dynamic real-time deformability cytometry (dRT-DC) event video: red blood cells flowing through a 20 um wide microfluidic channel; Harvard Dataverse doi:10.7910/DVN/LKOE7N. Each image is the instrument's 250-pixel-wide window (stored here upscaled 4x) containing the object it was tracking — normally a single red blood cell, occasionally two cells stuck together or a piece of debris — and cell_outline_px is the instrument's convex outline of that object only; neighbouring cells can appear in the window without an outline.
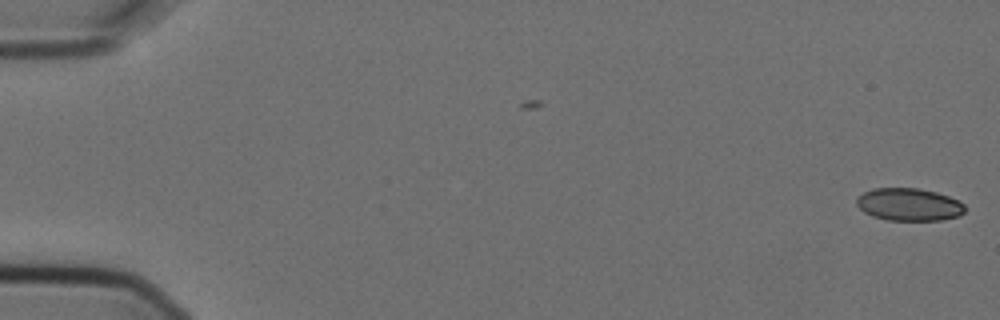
{"species": "Egyptian fruit bat (a non-hibernating species)", "species_latin": "Rousettus aegyptiacus", "temperature_condition": "cold", "stored_images_in_passage": 7, "camera_frame_rate_fps": 3000, "um_per_image_px": 0.085, "animal": {"sex": "female"}, "frame": {"image": 1, "passage_image": 1, "time_ms": 0.0, "image_size_px": [1000, 320], "cell_outline_px": [[964, 212], [960, 216], [940, 220], [888, 220], [872, 216], [864, 212], [856, 204], [856, 200], [864, 192], [872, 188], [920, 188], [936, 192], [948, 196], [964, 204]], "centroid_in_image_um": [77.26, 17.38], "position_along_channel_um": 7.7, "area_um2": 20.52}}